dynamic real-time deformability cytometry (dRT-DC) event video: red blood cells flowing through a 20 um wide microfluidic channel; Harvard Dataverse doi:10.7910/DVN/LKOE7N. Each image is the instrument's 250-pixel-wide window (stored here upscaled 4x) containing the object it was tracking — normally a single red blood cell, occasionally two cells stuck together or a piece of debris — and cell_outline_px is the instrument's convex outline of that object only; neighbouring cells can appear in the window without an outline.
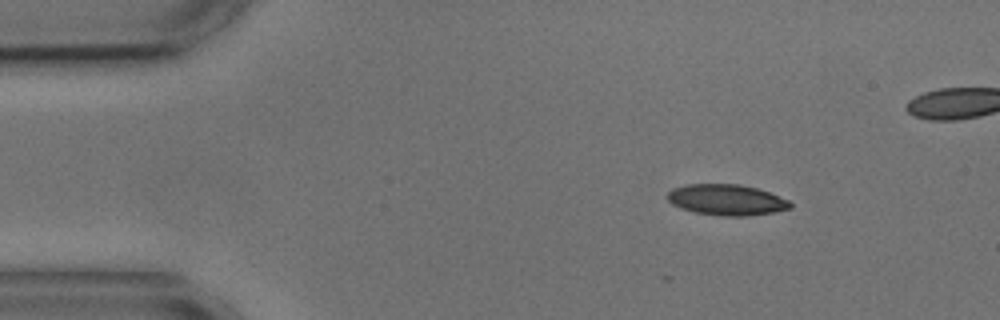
{"species": "common noctule bat (a hibernating species)", "species_latin": "Nyctalus noctula", "temperature_condition": "cold", "stored_images_in_passage": 3, "camera_frame_rate_fps": 3000, "um_per_image_px": 0.085, "animal": {"sex": "male", "body_mass_g": 17.9, "forearm_length_mm": 54.2}, "frame": {"image": 1, "passage_image": 1, "time_ms": 0.0, "image_size_px": [1000, 320], "cell_outline_px": [[792, 208], [772, 212], [748, 216], [724, 216], [696, 212], [680, 208], [672, 204], [664, 196], [672, 188], [684, 184], [740, 184], [756, 188], [768, 192], [788, 200], [792, 204]], "centroid_in_image_um": [61.71, 16.98], "position_along_channel_um": 23.3, "area_um2": 22.14}}